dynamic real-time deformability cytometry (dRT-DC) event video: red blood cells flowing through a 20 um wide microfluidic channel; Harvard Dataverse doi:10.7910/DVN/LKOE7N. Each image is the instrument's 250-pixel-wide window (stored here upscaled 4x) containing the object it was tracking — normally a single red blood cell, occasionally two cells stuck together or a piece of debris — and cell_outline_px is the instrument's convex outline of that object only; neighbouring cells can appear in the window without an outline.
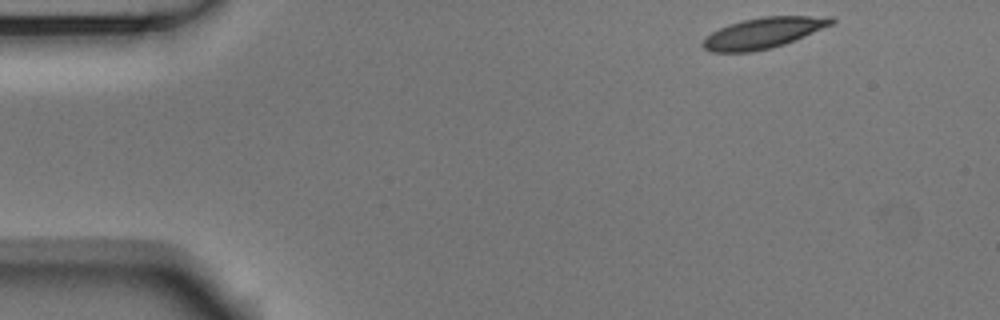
{"species": "Egyptian fruit bat (a non-hibernating species)", "species_latin": "Rousettus aegyptiacus", "temperature_condition": "room temperature", "stored_images_in_passage": 49, "camera_frame_rate_fps": 3000, "um_per_image_px": 0.085, "animal": {"sex": "male"}, "frame": {"image": 1, "passage_image": 1, "time_ms": 0.0, "image_size_px": [1000, 320], "cell_outline_px": [[836, 20], [832, 24], [796, 40], [772, 48], [752, 52], [712, 52], [704, 48], [700, 44], [712, 32], [728, 24], [760, 16], [832, 16]], "centroid_in_image_um": [64.9, 2.8], "position_along_channel_um": 20.1, "area_um2": 23.06}}
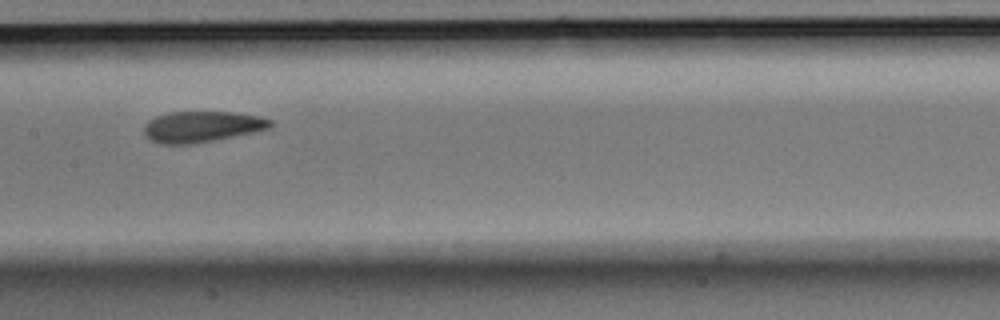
{"frame": {"image": 2, "passage_image": 22, "time_ms": 7.0, "image_size_px": [1000, 320], "cell_outline_px": [[272, 128], [212, 140], [188, 144], [160, 144], [148, 140], [144, 136], [144, 124], [148, 120], [156, 116], [168, 112], [232, 112], [260, 116], [272, 120]], "centroid_in_image_um": [17.11, 10.76], "position_along_channel_um": 190.3, "area_um2": 22.83}}
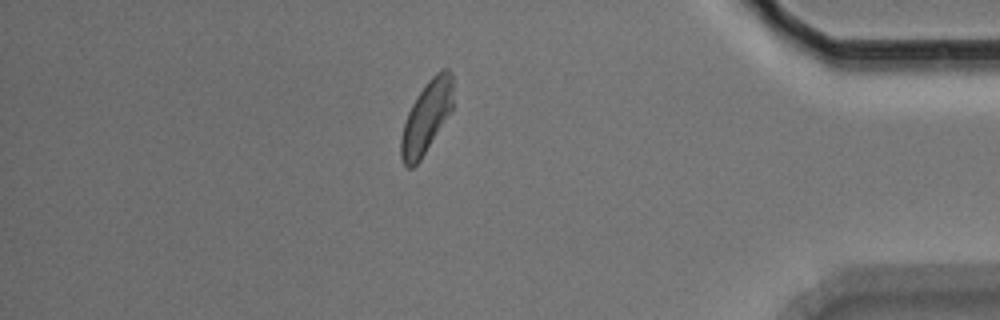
{"frame": {"image": 3, "passage_image": 42, "time_ms": 13.667, "image_size_px": [1000, 320], "cell_outline_px": [[452, 112], [420, 160], [412, 168], [408, 168], [404, 164], [400, 156], [400, 136], [408, 112], [416, 96], [428, 80], [436, 72], [444, 68], [448, 68], [452, 72]], "centroid_in_image_um": [36.25, 9.95], "position_along_channel_um": 399.0, "area_um2": 21.96}, "authors_computed_cell_mechanics": {"area_um2": 23.0044, "velocity_mm_per_s": 3.6667, "shape_relaxation_time_tau1_ms": 4.6839, "shape_relaxation_time_tau2_ms": 2.108, "deformation_change_tau1": 0.1408, "deformation_change_tau2": 0.0756}}